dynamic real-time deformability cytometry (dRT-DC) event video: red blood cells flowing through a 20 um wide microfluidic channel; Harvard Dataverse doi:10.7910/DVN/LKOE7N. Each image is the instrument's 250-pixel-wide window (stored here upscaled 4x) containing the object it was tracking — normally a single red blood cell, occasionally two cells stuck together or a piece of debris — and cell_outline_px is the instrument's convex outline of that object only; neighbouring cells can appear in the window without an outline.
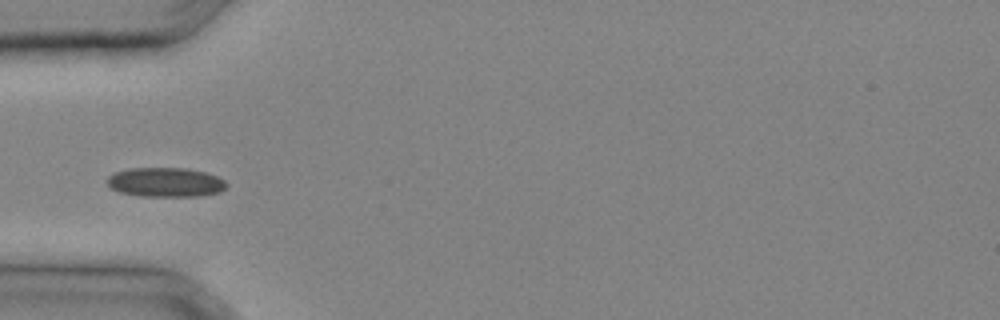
{"species": "common noctule bat (a hibernating species)", "species_latin": "Nyctalus noctula", "temperature_condition": "cold", "stored_images_in_passage": 22, "camera_frame_rate_fps": 3000, "um_per_image_px": 0.085, "animal": {"sex": "male", "body_mass_g": 20.4}, "frame": {"image": 1, "passage_image": 1, "time_ms": 0.0, "image_size_px": [1000, 320], "cell_outline_px": [[228, 184], [220, 192], [196, 196], [140, 196], [120, 192], [112, 188], [108, 184], [108, 176], [116, 172], [132, 168], [188, 168], [204, 172], [216, 176], [224, 180]], "centroid_in_image_um": [14.08, 15.49], "position_along_channel_um": 70.9, "area_um2": 20.23}}
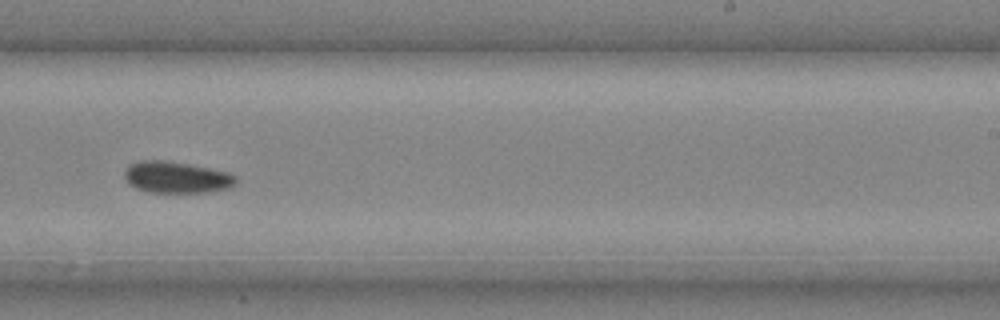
{"frame": {"image": 2, "passage_image": 11, "time_ms": 3.333, "image_size_px": [1000, 320], "cell_outline_px": [[236, 184], [228, 188], [208, 192], [148, 192], [136, 188], [128, 184], [124, 176], [124, 172], [128, 164], [140, 160], [164, 160], [188, 164], [228, 172], [236, 176]], "centroid_in_image_um": [14.96, 15.07], "position_along_channel_um": 274.0, "area_um2": 20.52}}
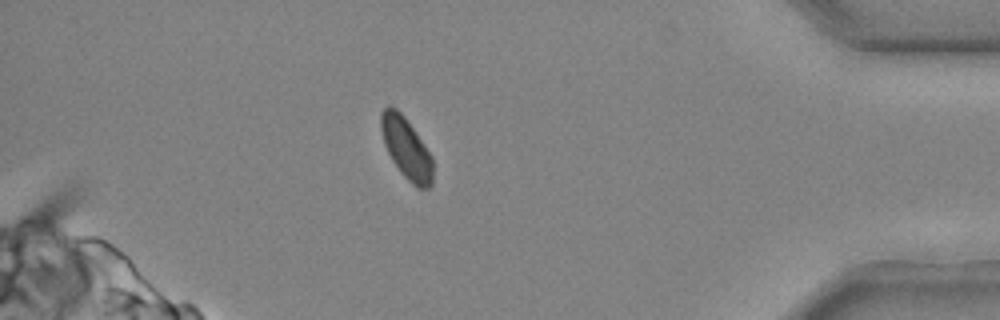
{"frame": {"image": 3, "passage_image": 19, "time_ms": 6.0, "image_size_px": [1000, 320], "cell_outline_px": [[432, 184], [428, 188], [416, 188], [400, 172], [392, 160], [384, 144], [380, 128], [380, 112], [388, 104], [396, 108], [404, 116], [432, 156]], "centroid_in_image_um": [34.51, 12.58], "position_along_channel_um": 400.7, "area_um2": 18.44}}